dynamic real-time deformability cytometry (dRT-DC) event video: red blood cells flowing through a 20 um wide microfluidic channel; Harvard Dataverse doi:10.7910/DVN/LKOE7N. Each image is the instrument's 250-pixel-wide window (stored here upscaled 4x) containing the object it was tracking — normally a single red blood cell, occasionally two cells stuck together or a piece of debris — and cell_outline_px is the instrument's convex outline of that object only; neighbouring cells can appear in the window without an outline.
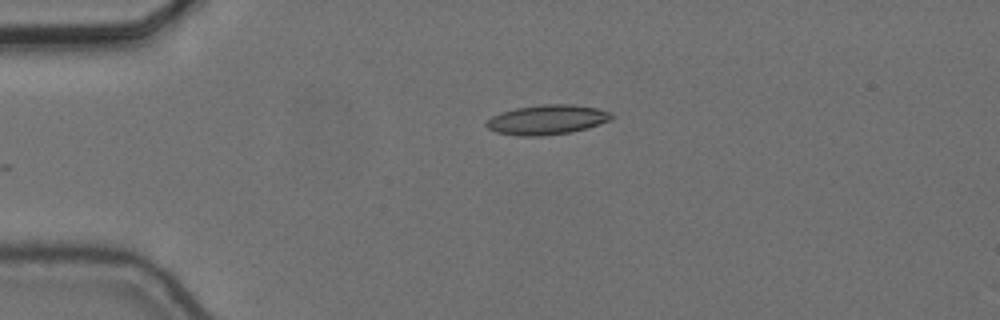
{"species": "common noctule bat (a hibernating species)", "species_latin": "Nyctalus noctula", "temperature_condition": "cold", "stored_images_in_passage": 34, "camera_frame_rate_fps": 3000, "um_per_image_px": 0.085, "animal": {"sex": "female", "body_mass_g": 24.6, "forearm_length_mm": 56.2}, "frame": {"image": 1, "passage_image": 1, "time_ms": 0.0, "image_size_px": [1000, 320], "cell_outline_px": [[612, 120], [588, 128], [568, 132], [540, 136], [520, 136], [496, 132], [488, 128], [484, 124], [492, 116], [500, 112], [516, 108], [540, 104], [572, 104], [596, 108], [612, 112]], "centroid_in_image_um": [46.5, 10.17], "position_along_channel_um": 38.5, "area_um2": 21.68}}
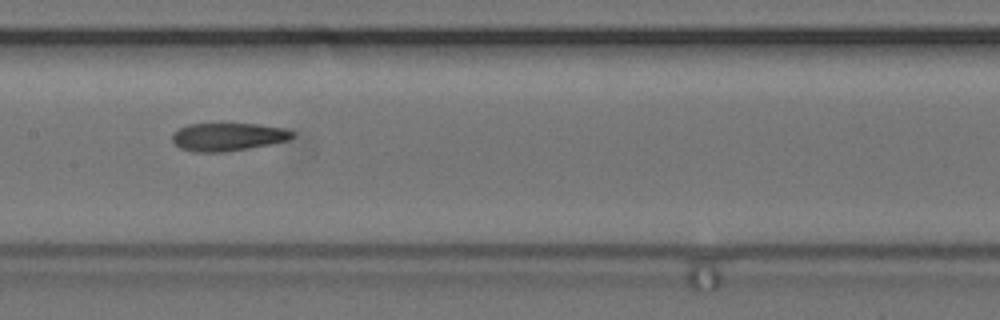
{"frame": {"image": 2, "passage_image": 16, "time_ms": 5.0, "image_size_px": [1000, 320], "cell_outline_px": [[296, 136], [288, 140], [248, 148], [224, 152], [192, 152], [180, 148], [172, 140], [172, 132], [188, 124], [256, 124], [284, 128], [296, 132]], "centroid_in_image_um": [19.37, 11.63], "position_along_channel_um": 188.0, "area_um2": 19.59}}
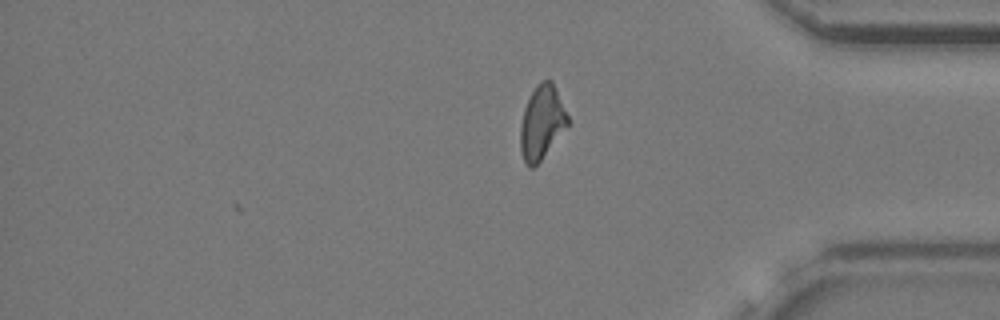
{"frame": {"image": 3, "passage_image": 34, "time_ms": 11.0, "image_size_px": [1000, 320], "cell_outline_px": [[568, 124], [540, 160], [532, 168], [528, 168], [520, 152], [520, 124], [524, 108], [536, 84], [544, 80], [552, 80], [556, 88], [568, 116]], "centroid_in_image_um": [46.02, 10.39], "position_along_channel_um": 389.2, "area_um2": 20.0}, "authors_computed_cell_mechanics": {"area_um2": 20.1722, "velocity_mm_per_s": 3.6698, "shape_relaxation_time_tau1_ms": 6.3391, "shape_relaxation_time_tau2_ms": 2.9519, "deformation_change_tau1": 0.1671, "deformation_change_tau2": 0.1186}}